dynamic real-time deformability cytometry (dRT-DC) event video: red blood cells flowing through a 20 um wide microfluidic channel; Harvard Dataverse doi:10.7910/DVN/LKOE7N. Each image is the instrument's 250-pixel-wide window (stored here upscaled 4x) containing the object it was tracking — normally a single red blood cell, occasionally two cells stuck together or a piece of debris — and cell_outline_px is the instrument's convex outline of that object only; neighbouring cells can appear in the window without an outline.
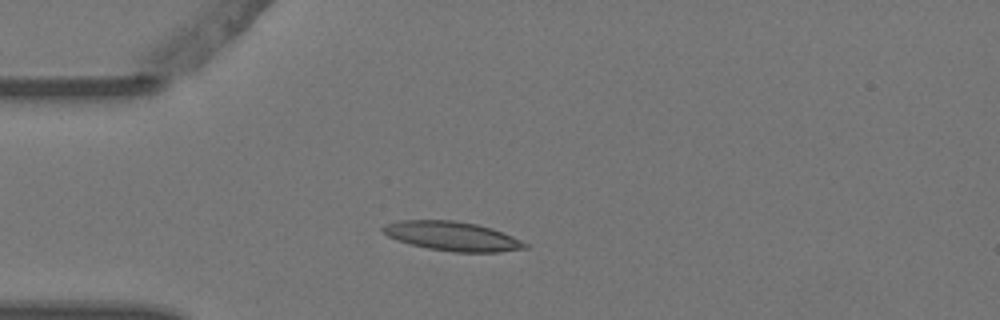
{"species": "Egyptian fruit bat (a non-hibernating species)", "species_latin": "Rousettus aegyptiacus", "temperature_condition": "warm", "stored_images_in_passage": 6, "camera_frame_rate_fps": 3000, "um_per_image_px": 0.085, "animal": {"sex": "female"}, "frame": {"image": 1, "passage_image": 3, "time_ms": 0.667, "image_size_px": [1000, 320], "cell_outline_px": [[528, 248], [500, 252], [452, 252], [428, 248], [396, 240], [388, 236], [380, 228], [384, 224], [400, 220], [452, 220], [476, 224], [492, 228], [504, 232], [528, 244]], "centroid_in_image_um": [38.45, 20.07], "position_along_channel_um": 46.6, "area_um2": 24.22}}
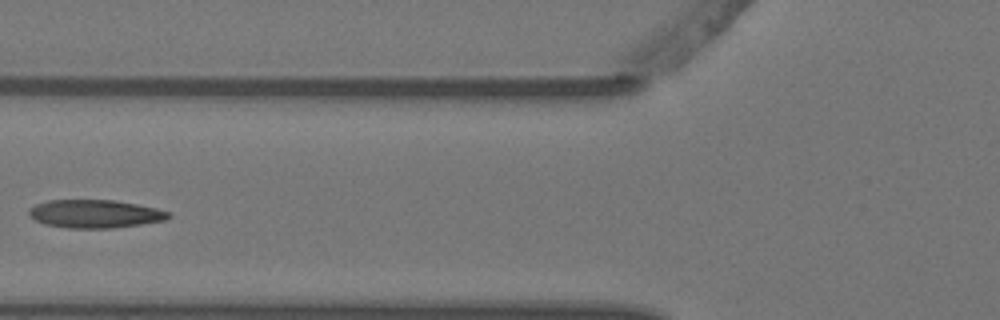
{"frame": {"image": 2, "passage_image": 5, "time_ms": 1.333, "image_size_px": [1000, 320], "cell_outline_px": [[172, 216], [164, 220], [140, 224], [112, 228], [68, 228], [44, 224], [36, 220], [28, 212], [28, 208], [36, 204], [48, 200], [116, 200], [156, 208], [172, 212]], "centroid_in_image_um": [8.08, 18.17], "position_along_channel_um": 117.7, "area_um2": 22.89}}
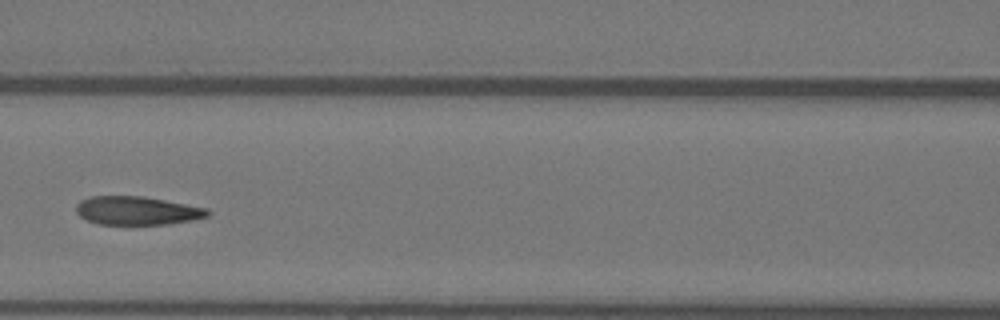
{"frame": {"image": 3, "passage_image": 6, "time_ms": 1.667, "image_size_px": [1000, 320], "cell_outline_px": [[212, 212], [208, 216], [192, 220], [168, 224], [96, 224], [80, 216], [76, 212], [76, 204], [80, 200], [92, 196], [144, 196], [208, 208]], "centroid_in_image_um": [11.66, 17.9], "position_along_channel_um": 154.9, "area_um2": 21.91}}